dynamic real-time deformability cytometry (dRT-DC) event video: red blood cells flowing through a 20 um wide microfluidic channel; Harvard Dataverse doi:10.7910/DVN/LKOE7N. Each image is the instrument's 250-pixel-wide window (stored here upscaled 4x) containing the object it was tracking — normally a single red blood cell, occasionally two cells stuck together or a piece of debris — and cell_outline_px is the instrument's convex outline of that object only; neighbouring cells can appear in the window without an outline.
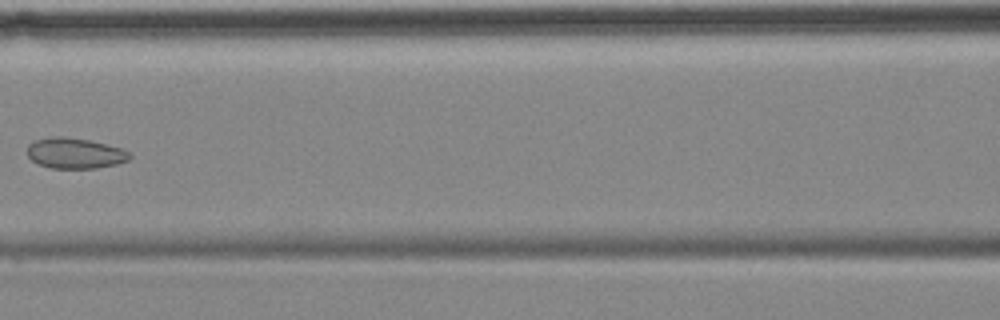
{"species": "common noctule bat (a hibernating species)", "species_latin": "Nyctalus noctula", "temperature_condition": "cold", "stored_images_in_passage": 6, "camera_frame_rate_fps": 3000, "um_per_image_px": 0.085, "animal": {"sex": "female", "body_mass_g": 18.4}, "frame": {"image": 1, "passage_image": 6, "time_ms": 6.0, "image_size_px": [1000, 320], "cell_outline_px": [[132, 156], [128, 160], [116, 164], [96, 168], [48, 168], [36, 164], [28, 156], [28, 144], [36, 140], [52, 136], [64, 136], [88, 140], [120, 148], [128, 152]], "centroid_in_image_um": [6.33, 13.03], "position_along_channel_um": 160.3, "area_um2": 18.21}}